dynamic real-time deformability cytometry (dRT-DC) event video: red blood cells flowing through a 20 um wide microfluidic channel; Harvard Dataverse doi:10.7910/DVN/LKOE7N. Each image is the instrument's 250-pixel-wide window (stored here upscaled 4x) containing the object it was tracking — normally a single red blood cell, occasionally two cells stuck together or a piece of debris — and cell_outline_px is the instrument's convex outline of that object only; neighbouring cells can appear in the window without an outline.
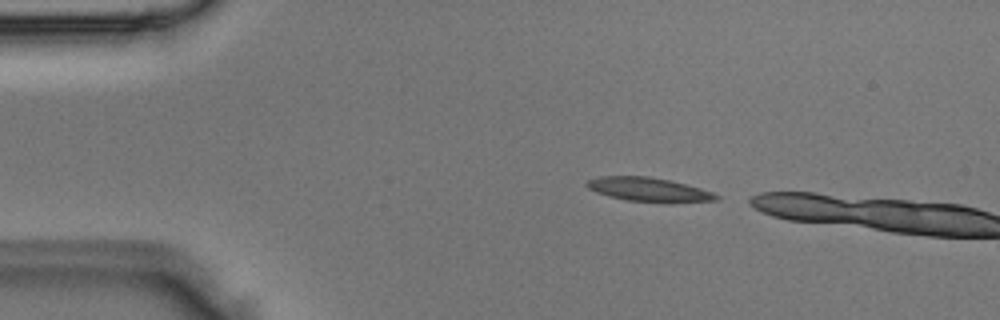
{"species": "Egyptian fruit bat (a non-hibernating species)", "species_latin": "Rousettus aegyptiacus", "temperature_condition": "room temperature", "stored_images_in_passage": 2, "camera_frame_rate_fps": 3000, "um_per_image_px": 0.085, "animal": {"sex": "male"}, "frame": {"image": 1, "passage_image": 1, "time_ms": 0.0, "image_size_px": [1000, 320], "cell_outline_px": [[720, 200], [628, 200], [596, 192], [588, 188], [584, 184], [588, 180], [600, 176], [648, 176], [668, 180], [700, 188], [712, 192], [720, 196]], "centroid_in_image_um": [55.05, 16.06], "position_along_channel_um": 30.0, "area_um2": 16.94}}